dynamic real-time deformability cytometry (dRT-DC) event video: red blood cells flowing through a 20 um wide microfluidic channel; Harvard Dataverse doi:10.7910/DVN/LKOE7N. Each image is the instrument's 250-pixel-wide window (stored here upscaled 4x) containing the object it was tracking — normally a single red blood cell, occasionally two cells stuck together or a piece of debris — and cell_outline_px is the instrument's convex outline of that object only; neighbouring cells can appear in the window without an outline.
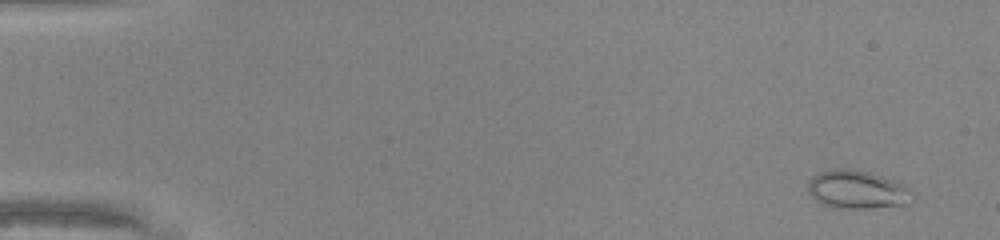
{"species": "common noctule bat (a hibernating species)", "species_latin": "Nyctalus noctula", "temperature_condition": "warm", "stored_images_in_passage": 49, "camera_frame_rate_fps": 3000, "um_per_image_px": 0.085, "animal": {"sex": "male", "body_mass_g": 20.0, "forearm_length_mm": 53.3}, "frame": {"image": 1, "passage_image": 3, "time_ms": 0.667, "image_size_px": [1000, 240], "cell_outline_px": [[908, 188], [904, 204], [868, 208], [836, 208], [824, 204], [816, 200], [808, 192], [808, 180], [812, 176], [820, 172], [836, 168], [848, 168], [868, 172], [904, 184]], "centroid_in_image_um": [72.72, 16.09], "position_along_channel_um": 12.3, "area_um2": 22.54}}
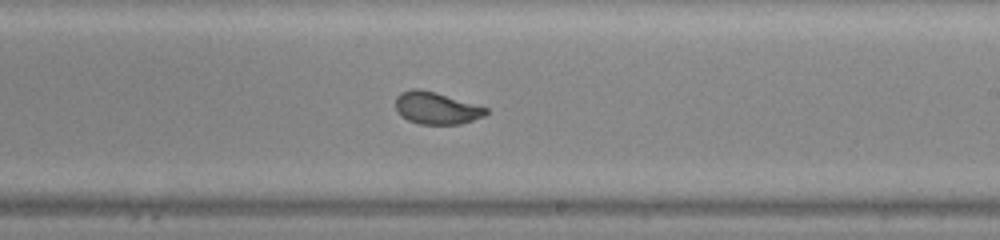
{"frame": {"image": 2, "passage_image": 30, "time_ms": 9.667, "image_size_px": [1000, 240], "cell_outline_px": [[488, 112], [484, 116], [460, 124], [420, 124], [408, 120], [396, 112], [396, 96], [400, 92], [412, 88], [420, 88], [436, 92], [488, 108]], "centroid_in_image_um": [37.06, 9.17], "position_along_channel_um": 251.9, "area_um2": 16.99}}
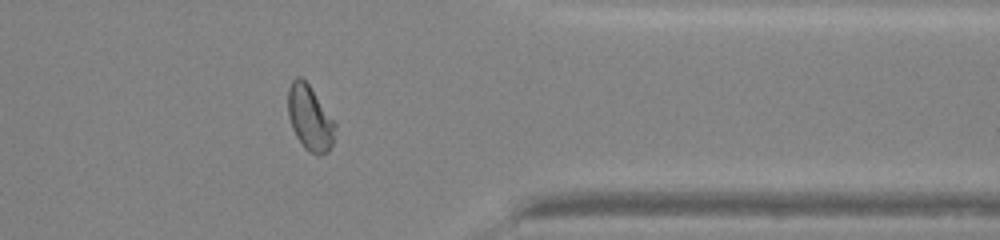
{"frame": {"image": 3, "passage_image": 40, "time_ms": 13.0, "image_size_px": [1000, 240], "cell_outline_px": [[336, 128], [332, 144], [328, 152], [320, 156], [316, 156], [308, 152], [304, 148], [296, 136], [292, 128], [288, 116], [288, 88], [292, 80], [296, 76], [300, 76], [308, 84], [336, 124]], "centroid_in_image_um": [26.33, 10.07], "position_along_channel_um": 385.1, "area_um2": 17.86}, "authors_computed_cell_mechanics": {"area_um2": 18.6116, "velocity_mm_per_s": 4.2957, "shape_relaxation_time_tau1_ms": 9.2801, "shape_relaxation_time_tau2_ms": null, "deformation_change_tau1": 0.244, "deformation_change_tau2": null}}